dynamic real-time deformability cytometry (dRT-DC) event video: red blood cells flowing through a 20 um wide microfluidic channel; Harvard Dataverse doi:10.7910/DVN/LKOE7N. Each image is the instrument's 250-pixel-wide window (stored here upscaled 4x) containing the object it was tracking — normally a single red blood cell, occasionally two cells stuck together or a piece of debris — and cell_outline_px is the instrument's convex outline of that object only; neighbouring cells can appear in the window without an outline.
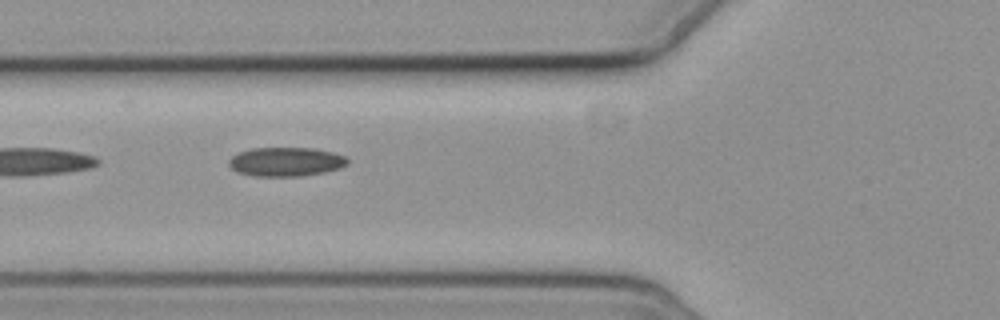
{"species": "common noctule bat (a hibernating species)", "species_latin": "Nyctalus noctula", "temperature_condition": "cold", "stored_images_in_passage": 11, "camera_frame_rate_fps": 3000, "um_per_image_px": 0.085, "animal": {"sex": "female", "body_mass_g": 19.3, "forearm_length_mm": 54.1}, "frame": {"image": 1, "passage_image": 7, "time_ms": 7.667, "image_size_px": [1000, 320], "cell_outline_px": [[348, 164], [340, 168], [324, 172], [300, 176], [256, 176], [236, 172], [228, 164], [228, 160], [236, 152], [252, 148], [316, 148], [348, 156]], "centroid_in_image_um": [24.3, 13.74], "position_along_channel_um": 101.5, "area_um2": 20.29}}
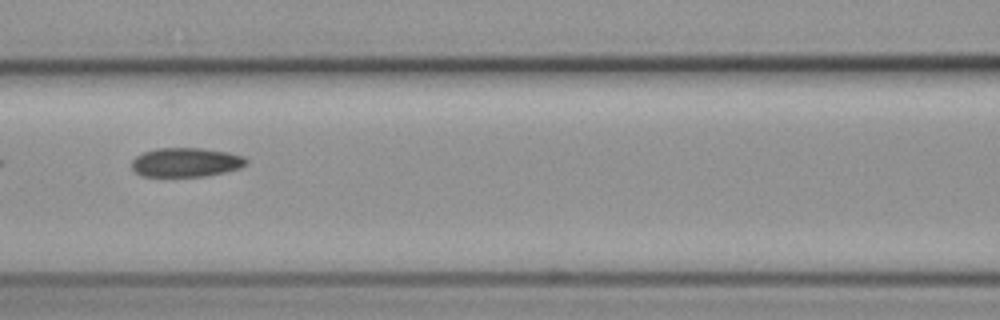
{"frame": {"image": 2, "passage_image": 8, "time_ms": 9.0, "image_size_px": [1000, 320], "cell_outline_px": [[248, 164], [240, 168], [208, 176], [140, 176], [132, 168], [132, 160], [136, 156], [144, 152], [156, 148], [200, 148], [228, 152], [244, 156], [248, 160]], "centroid_in_image_um": [15.83, 13.79], "position_along_channel_um": 150.8, "area_um2": 19.54}}